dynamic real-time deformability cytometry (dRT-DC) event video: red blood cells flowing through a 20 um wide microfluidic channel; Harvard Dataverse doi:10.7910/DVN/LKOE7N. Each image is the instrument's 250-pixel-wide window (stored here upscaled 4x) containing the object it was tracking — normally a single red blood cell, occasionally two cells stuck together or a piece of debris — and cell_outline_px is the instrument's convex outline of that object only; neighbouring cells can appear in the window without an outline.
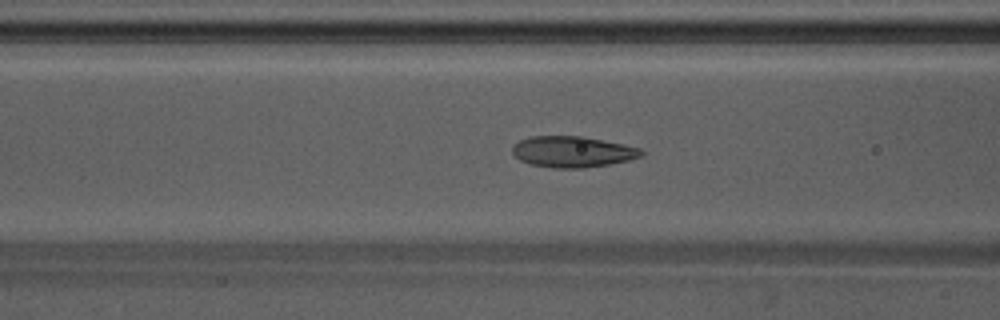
{"species": "Egyptian fruit bat (a non-hibernating species)", "species_latin": "Rousettus aegyptiacus", "temperature_condition": "warm", "stored_images_in_passage": 53, "camera_frame_rate_fps": 3000, "um_per_image_px": 0.085, "animal": {"sex": "male"}, "frame": {"image": 1, "passage_image": 20, "time_ms": 6.333, "image_size_px": [1000, 320], "cell_outline_px": [[644, 152], [640, 156], [628, 160], [608, 164], [584, 168], [552, 168], [532, 164], [520, 160], [512, 152], [512, 148], [520, 140], [532, 136], [584, 136], [640, 148]], "centroid_in_image_um": [48.66, 12.9], "position_along_channel_um": 117.9, "area_um2": 23.06}}
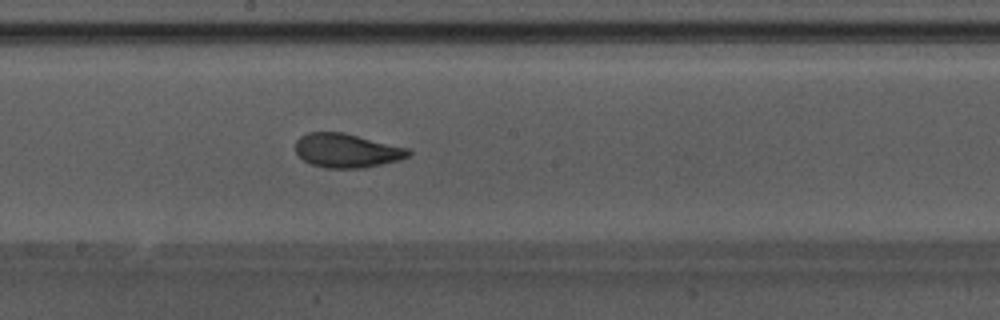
{"frame": {"image": 2, "passage_image": 28, "time_ms": 9.0, "image_size_px": [1000, 320], "cell_outline_px": [[412, 152], [408, 156], [400, 160], [364, 168], [324, 168], [312, 164], [304, 160], [296, 152], [296, 140], [300, 136], [308, 132], [344, 132], [408, 148]], "centroid_in_image_um": [29.48, 12.8], "position_along_channel_um": 218.7, "area_um2": 22.43}}
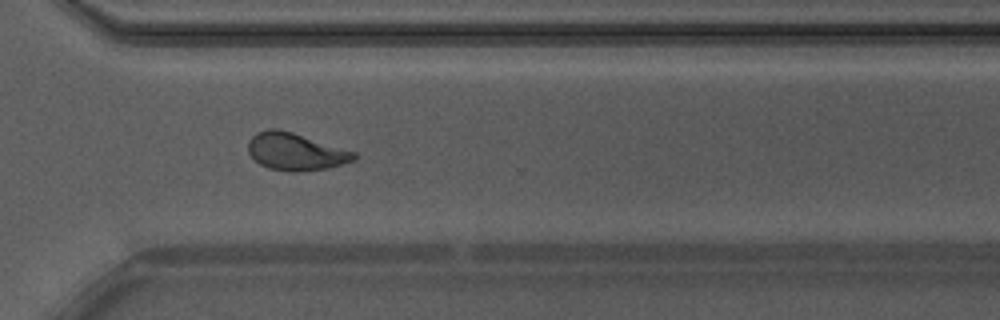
{"frame": {"image": 3, "passage_image": 38, "time_ms": 12.333, "image_size_px": [1000, 320], "cell_outline_px": [[356, 160], [328, 168], [292, 172], [268, 168], [260, 164], [248, 152], [248, 140], [256, 132], [268, 128], [276, 128], [292, 132], [356, 152]], "centroid_in_image_um": [25.11, 12.88], "position_along_channel_um": 345.5, "area_um2": 22.95}, "authors_computed_cell_mechanics": {"area_um2": 22.831, "velocity_mm_per_s": 3.7944, "shape_relaxation_time_tau1_ms": 5.4924, "shape_relaxation_time_tau2_ms": 1.1672, "deformation_change_tau1": 0.1642, "deformation_change_tau2": 0.0694}}